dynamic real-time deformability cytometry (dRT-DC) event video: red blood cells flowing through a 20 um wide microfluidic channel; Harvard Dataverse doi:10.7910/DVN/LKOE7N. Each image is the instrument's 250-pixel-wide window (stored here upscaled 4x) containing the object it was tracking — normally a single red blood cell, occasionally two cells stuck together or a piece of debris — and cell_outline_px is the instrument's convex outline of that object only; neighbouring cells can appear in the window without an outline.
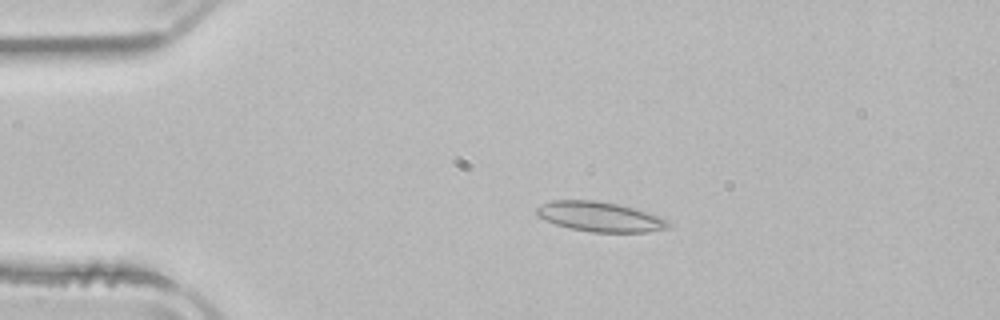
{"species": "common noctule bat (a hibernating species)", "species_latin": "Nyctalus noctula", "temperature_condition": "room temperature", "stored_images_in_passage": 52, "camera_frame_rate_fps": 3000, "um_per_image_px": 0.085, "animal": {"sex": "male", "body_mass_g": 21.5, "forearm_length_mm": 52.0}, "frame": {"image": 1, "passage_image": 11, "time_ms": 3.333, "image_size_px": [1000, 320], "cell_outline_px": [[672, 228], [648, 232], [592, 232], [572, 228], [556, 224], [544, 220], [536, 216], [532, 212], [540, 204], [552, 200], [596, 200], [616, 204], [632, 208], [668, 220], [672, 224]], "centroid_in_image_um": [50.94, 18.42], "position_along_channel_um": 34.1, "area_um2": 22.95}}
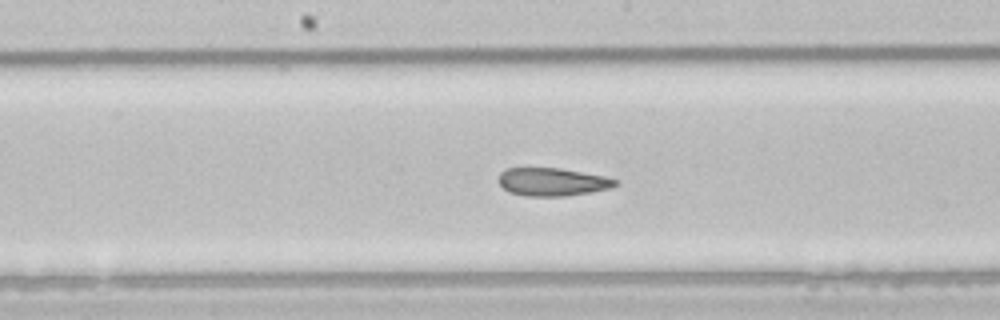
{"frame": {"image": 2, "passage_image": 27, "time_ms": 8.667, "image_size_px": [1000, 320], "cell_outline_px": [[620, 180], [616, 184], [608, 188], [588, 192], [564, 196], [524, 196], [508, 192], [500, 184], [500, 172], [504, 168], [560, 168], [604, 176]], "centroid_in_image_um": [46.92, 15.45], "position_along_channel_um": 201.3, "area_um2": 18.9}}
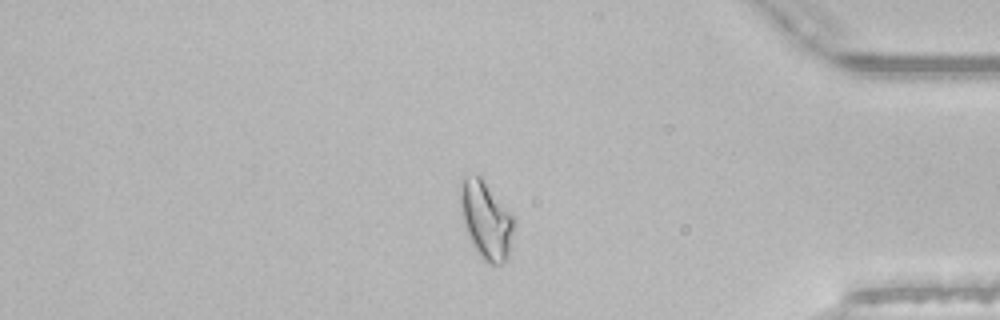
{"frame": {"image": 3, "passage_image": 44, "time_ms": 14.333, "image_size_px": [1000, 320], "cell_outline_px": [[516, 216], [508, 260], [500, 264], [488, 264], [480, 256], [472, 244], [468, 236], [464, 224], [460, 208], [460, 192], [464, 176], [480, 176]], "centroid_in_image_um": [41.36, 18.72], "position_along_channel_um": 393.8, "area_um2": 24.45}, "authors_computed_cell_mechanics": {"area_um2": 22.1663, "velocity_mm_per_s": 3.911, "shape_relaxation_time_tau1_ms": 5.1568, "shape_relaxation_time_tau2_ms": 1.6546, "deformation_change_tau1": 0.1558, "deformation_change_tau2": 0.0916}}